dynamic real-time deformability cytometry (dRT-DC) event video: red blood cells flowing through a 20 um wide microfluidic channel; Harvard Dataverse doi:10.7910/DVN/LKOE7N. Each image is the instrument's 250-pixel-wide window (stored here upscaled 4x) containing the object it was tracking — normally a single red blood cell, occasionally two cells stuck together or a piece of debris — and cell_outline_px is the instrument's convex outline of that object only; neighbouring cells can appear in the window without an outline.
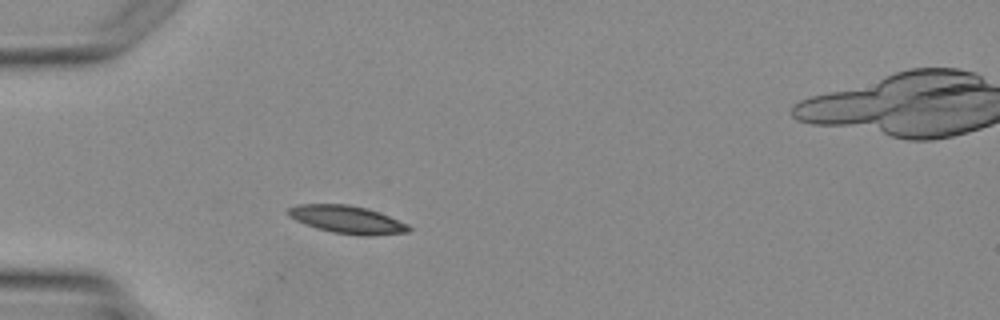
{"species": "Egyptian fruit bat (a non-hibernating species)", "species_latin": "Rousettus aegyptiacus", "temperature_condition": "warm", "stored_images_in_passage": 3, "camera_frame_rate_fps": 3000, "um_per_image_px": 0.085, "animal": {"sex": "female"}, "frame": {"image": 1, "passage_image": 2, "time_ms": 1.333, "image_size_px": [1000, 320], "cell_outline_px": [[412, 228], [408, 232], [372, 236], [360, 236], [332, 232], [316, 228], [304, 224], [288, 216], [284, 212], [288, 208], [296, 204], [348, 204], [368, 208], [380, 212], [408, 224]], "centroid_in_image_um": [29.49, 18.66], "position_along_channel_um": 55.5, "area_um2": 19.88}}